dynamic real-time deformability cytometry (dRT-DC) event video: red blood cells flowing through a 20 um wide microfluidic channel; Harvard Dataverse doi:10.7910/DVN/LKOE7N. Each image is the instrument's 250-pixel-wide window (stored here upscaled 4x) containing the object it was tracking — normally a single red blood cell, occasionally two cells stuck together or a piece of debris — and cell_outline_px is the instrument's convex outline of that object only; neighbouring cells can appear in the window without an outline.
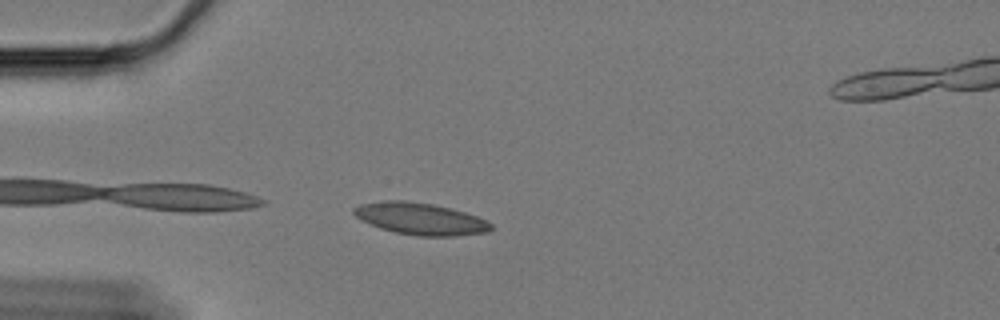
{"species": "Egyptian fruit bat (a non-hibernating species)", "species_latin": "Rousettus aegyptiacus", "temperature_condition": "cold", "stored_images_in_passage": 34, "camera_frame_rate_fps": 3000, "um_per_image_px": 0.085, "animal": {"sex": "female"}, "frame": {"image": 1, "passage_image": 1, "time_ms": 0.0, "image_size_px": [1000, 320], "cell_outline_px": [[492, 228], [488, 232], [456, 236], [416, 236], [396, 232], [380, 228], [360, 220], [352, 212], [352, 208], [360, 204], [384, 200], [404, 200], [432, 204], [452, 208], [476, 216], [492, 224]], "centroid_in_image_um": [35.7, 18.59], "position_along_channel_um": 49.3, "area_um2": 25.55}}
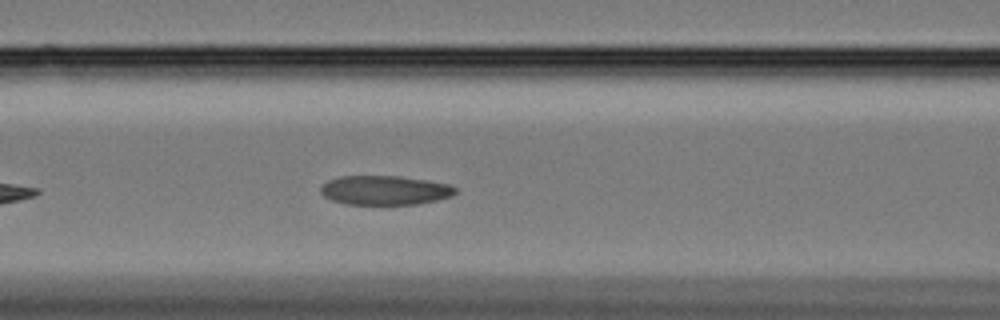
{"frame": {"image": 2, "passage_image": 10, "time_ms": 3.0, "image_size_px": [1000, 320], "cell_outline_px": [[456, 192], [452, 196], [436, 200], [416, 204], [344, 204], [332, 200], [324, 196], [320, 192], [320, 188], [328, 180], [340, 176], [400, 176], [448, 184], [456, 188]], "centroid_in_image_um": [32.68, 16.17], "position_along_channel_um": 133.9, "area_um2": 22.83}}
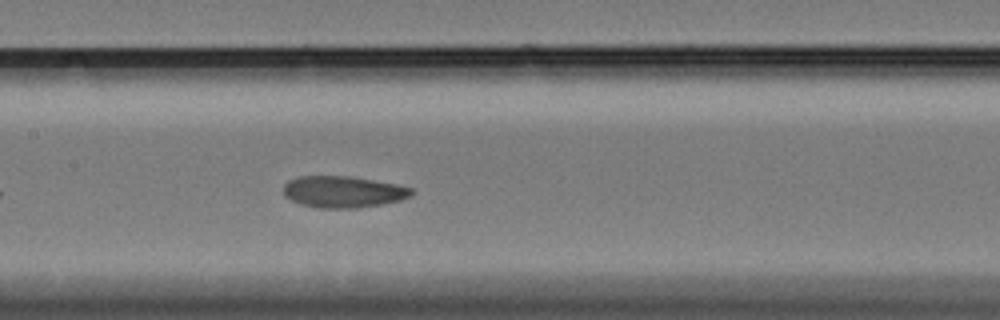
{"frame": {"image": 3, "passage_image": 14, "time_ms": 4.333, "image_size_px": [1000, 320], "cell_outline_px": [[412, 196], [400, 200], [360, 208], [320, 208], [300, 204], [284, 196], [284, 184], [288, 180], [300, 176], [352, 176], [396, 184], [412, 188]], "centroid_in_image_um": [29.16, 16.3], "position_along_channel_um": 178.2, "area_um2": 23.58}, "authors_computed_cell_mechanics": {"area_um2": 23.0333, "velocity_mm_per_s": 3.3292, "shape_relaxation_time_tau1_ms": 4.4528, "shape_relaxation_time_tau2_ms": 8.5025, "deformation_change_tau1": 0.095, "deformation_change_tau2": 0.1629}}